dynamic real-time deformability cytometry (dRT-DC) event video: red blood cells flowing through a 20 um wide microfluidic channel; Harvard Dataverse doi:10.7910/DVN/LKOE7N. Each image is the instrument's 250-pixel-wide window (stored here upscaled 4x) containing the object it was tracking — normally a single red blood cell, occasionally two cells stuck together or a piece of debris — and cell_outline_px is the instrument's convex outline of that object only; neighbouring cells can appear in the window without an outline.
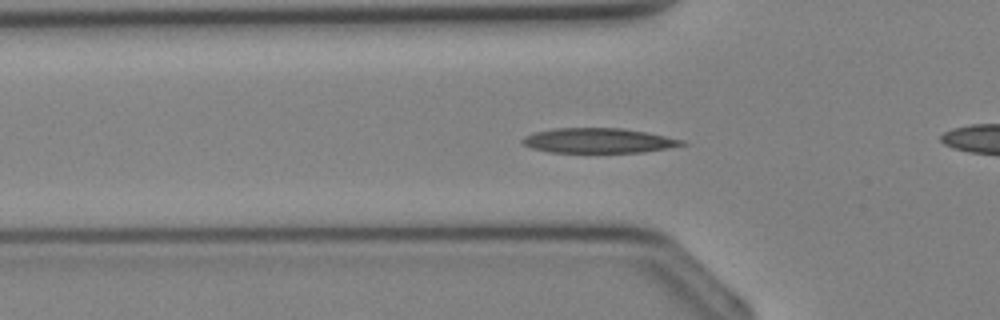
{"species": "Egyptian fruit bat (a non-hibernating species)", "species_latin": "Rousettus aegyptiacus", "temperature_condition": "cold", "stored_images_in_passage": 27, "camera_frame_rate_fps": 3000, "um_per_image_px": 0.085, "animal": {"sex": "female"}, "frame": {"image": 1, "passage_image": 2, "time_ms": 0.333, "image_size_px": [1000, 320], "cell_outline_px": [[688, 144], [668, 148], [644, 152], [548, 152], [532, 148], [524, 144], [520, 140], [524, 136], [532, 132], [556, 128], [624, 128], [648, 132], [684, 140]], "centroid_in_image_um": [50.87, 11.94], "position_along_channel_um": 74.9, "area_um2": 23.24}}
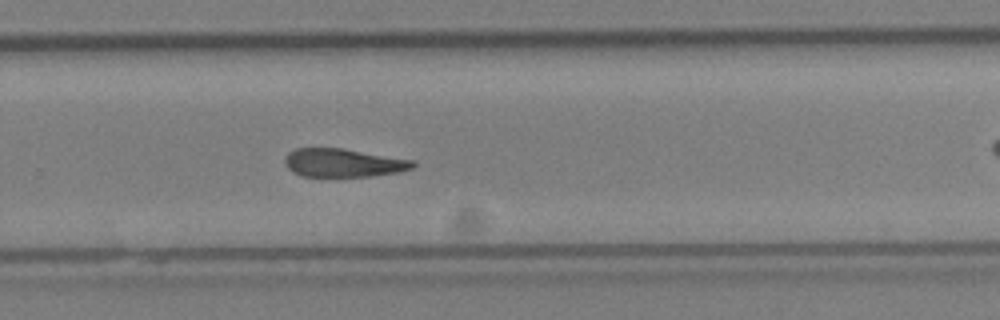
{"frame": {"image": 2, "passage_image": 14, "time_ms": 4.333, "image_size_px": [1000, 320], "cell_outline_px": [[416, 164], [412, 168], [400, 172], [372, 176], [300, 176], [292, 172], [284, 164], [284, 156], [288, 152], [296, 148], [340, 148], [412, 160]], "centroid_in_image_um": [29.12, 13.84], "position_along_channel_um": 300.7, "area_um2": 21.1}}
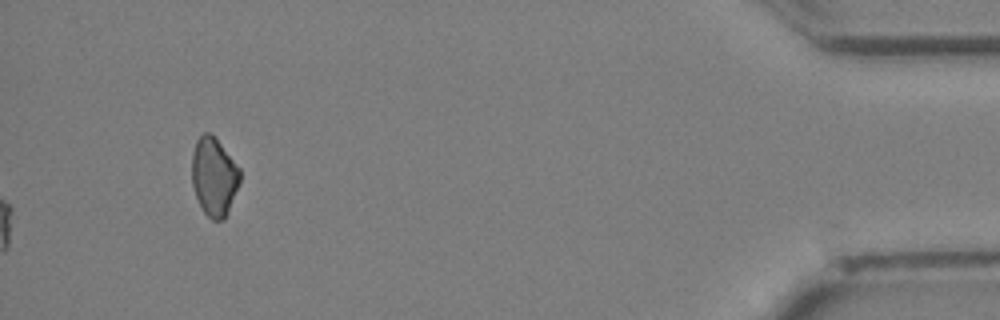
{"frame": {"image": 3, "passage_image": 27, "time_ms": 8.667, "image_size_px": [1000, 320], "cell_outline_px": [[240, 180], [228, 212], [224, 220], [212, 220], [204, 212], [196, 196], [192, 184], [192, 152], [196, 140], [204, 132], [208, 132], [216, 136], [240, 168]], "centroid_in_image_um": [18.19, 14.98], "position_along_channel_um": 417.0, "area_um2": 22.08}}